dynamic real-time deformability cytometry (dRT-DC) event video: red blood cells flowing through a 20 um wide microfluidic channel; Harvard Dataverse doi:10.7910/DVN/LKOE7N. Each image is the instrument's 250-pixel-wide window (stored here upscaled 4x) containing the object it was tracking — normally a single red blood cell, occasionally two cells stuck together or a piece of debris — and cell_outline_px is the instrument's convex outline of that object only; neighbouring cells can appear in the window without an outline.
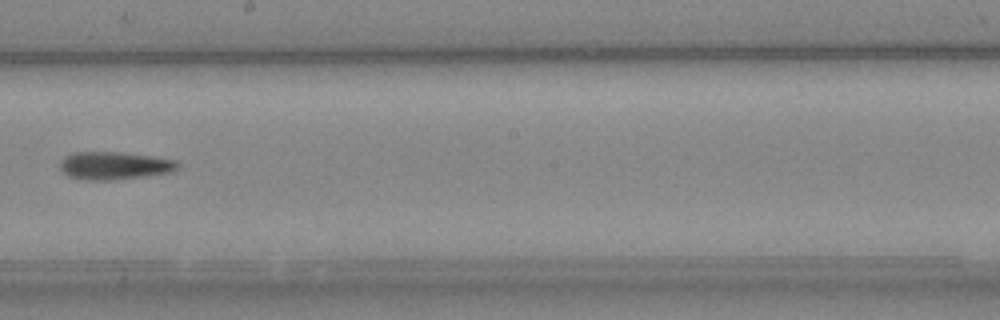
{"species": "Egyptian fruit bat (a non-hibernating species)", "species_latin": "Rousettus aegyptiacus", "temperature_condition": "cold", "stored_images_in_passage": 8, "camera_frame_rate_fps": 3000, "um_per_image_px": 0.085, "animal": {"sex": "female"}, "frame": {"image": 1, "passage_image": 8, "time_ms": 8.333, "image_size_px": [1000, 320], "cell_outline_px": [[180, 168], [172, 172], [144, 176], [112, 180], [88, 180], [68, 176], [60, 168], [60, 160], [64, 156], [76, 152], [120, 152], [152, 156], [176, 160], [180, 164]], "centroid_in_image_um": [9.75, 14.07], "position_along_channel_um": 238.5, "area_um2": 19.13}}